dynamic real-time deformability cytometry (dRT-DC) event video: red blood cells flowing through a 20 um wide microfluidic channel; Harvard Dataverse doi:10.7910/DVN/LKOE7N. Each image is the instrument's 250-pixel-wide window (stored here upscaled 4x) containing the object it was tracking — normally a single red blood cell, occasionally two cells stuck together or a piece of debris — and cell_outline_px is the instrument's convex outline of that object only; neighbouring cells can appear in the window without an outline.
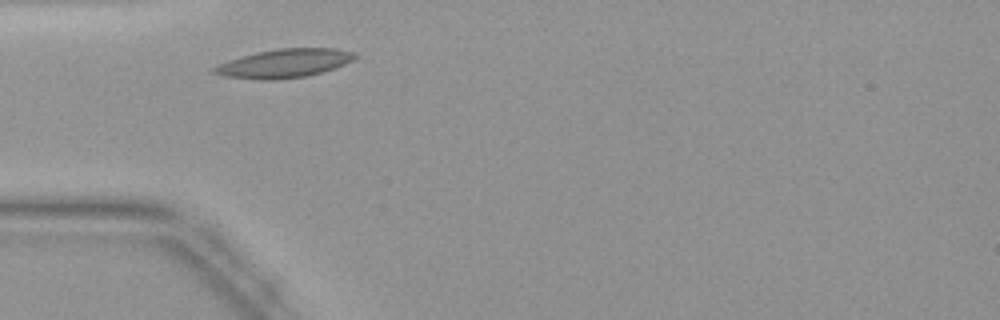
{"species": "common noctule bat (a hibernating species)", "species_latin": "Nyctalus noctula", "temperature_condition": "warm", "stored_images_in_passage": 28, "camera_frame_rate_fps": 3000, "um_per_image_px": 0.085, "animal": {"sex": "female", "body_mass_g": 19.9}, "frame": {"image": 1, "passage_image": 4, "time_ms": 1.0, "image_size_px": [1000, 320], "cell_outline_px": [[356, 56], [352, 60], [344, 64], [308, 76], [272, 80], [260, 80], [224, 76], [208, 72], [208, 68], [228, 60], [256, 52], [276, 48], [336, 48], [352, 52]], "centroid_in_image_um": [24.05, 5.39], "position_along_channel_um": 61.0, "area_um2": 23.58}}
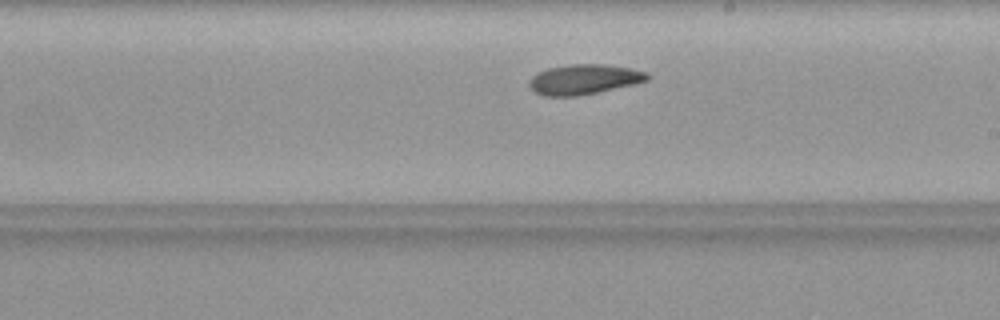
{"frame": {"image": 2, "passage_image": 16, "time_ms": 5.0, "image_size_px": [1000, 320], "cell_outline_px": [[648, 80], [636, 84], [576, 96], [544, 96], [536, 92], [528, 84], [528, 80], [532, 76], [548, 68], [572, 64], [604, 64], [632, 68], [648, 72]], "centroid_in_image_um": [49.66, 6.74], "position_along_channel_um": 239.3, "area_um2": 20.58}}
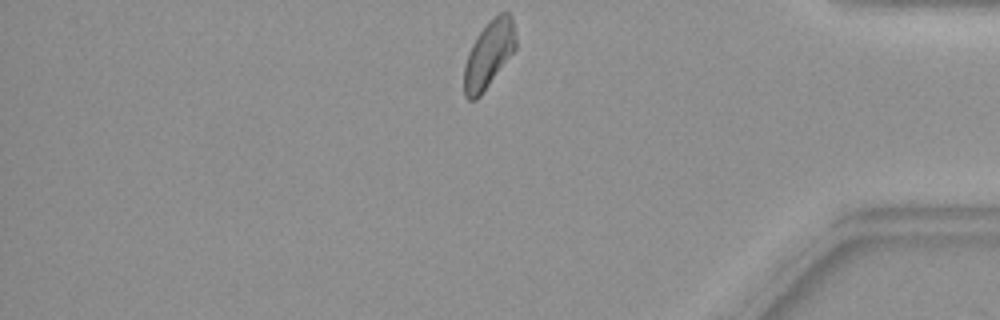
{"frame": {"image": 3, "passage_image": 28, "time_ms": 9.0, "image_size_px": [1000, 320], "cell_outline_px": [[516, 48], [480, 96], [476, 100], [468, 100], [464, 96], [464, 64], [472, 44], [476, 36], [500, 12], [508, 12], [512, 16], [516, 36]], "centroid_in_image_um": [41.54, 4.64], "position_along_channel_um": 393.7, "area_um2": 19.88}}